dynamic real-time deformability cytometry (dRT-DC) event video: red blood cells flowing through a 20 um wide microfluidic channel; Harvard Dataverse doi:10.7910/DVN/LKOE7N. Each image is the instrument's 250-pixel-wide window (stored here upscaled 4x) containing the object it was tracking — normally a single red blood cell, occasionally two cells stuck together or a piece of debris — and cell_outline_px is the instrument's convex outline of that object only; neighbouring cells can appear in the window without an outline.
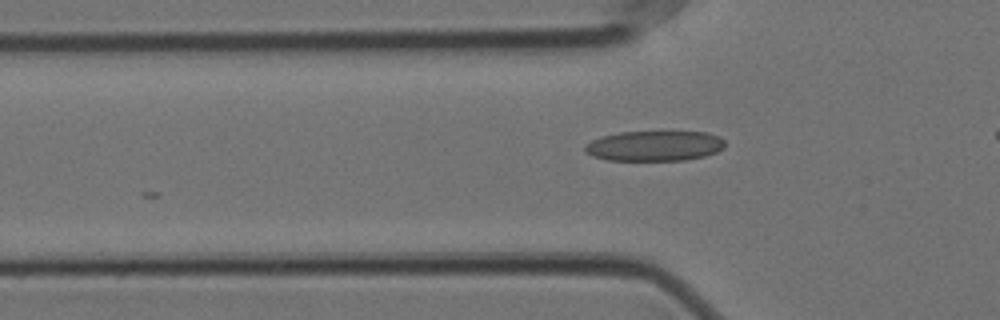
{"species": "Egyptian fruit bat (a non-hibernating species)", "species_latin": "Rousettus aegyptiacus", "temperature_condition": "cold", "stored_images_in_passage": 11, "camera_frame_rate_fps": 3000, "um_per_image_px": 0.085, "animal": {"sex": "female"}, "frame": {"image": 1, "passage_image": 4, "time_ms": 1.0, "image_size_px": [1000, 320], "cell_outline_px": [[724, 148], [716, 152], [704, 156], [684, 160], [608, 160], [592, 156], [584, 152], [584, 144], [600, 136], [620, 132], [708, 132], [720, 136], [724, 140]], "centroid_in_image_um": [55.61, 12.39], "position_along_channel_um": 70.2, "area_um2": 24.8}}
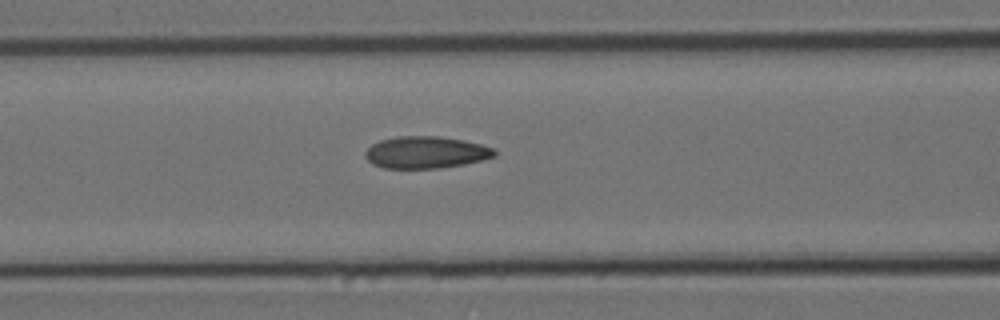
{"frame": {"image": 2, "passage_image": 9, "time_ms": 2.667, "image_size_px": [1000, 320], "cell_outline_px": [[496, 156], [464, 164], [440, 168], [384, 168], [372, 164], [364, 156], [364, 152], [372, 144], [380, 140], [396, 136], [440, 136], [464, 140], [480, 144], [492, 148], [496, 152]], "centroid_in_image_um": [36.17, 12.95], "position_along_channel_um": 130.4, "area_um2": 24.1}}